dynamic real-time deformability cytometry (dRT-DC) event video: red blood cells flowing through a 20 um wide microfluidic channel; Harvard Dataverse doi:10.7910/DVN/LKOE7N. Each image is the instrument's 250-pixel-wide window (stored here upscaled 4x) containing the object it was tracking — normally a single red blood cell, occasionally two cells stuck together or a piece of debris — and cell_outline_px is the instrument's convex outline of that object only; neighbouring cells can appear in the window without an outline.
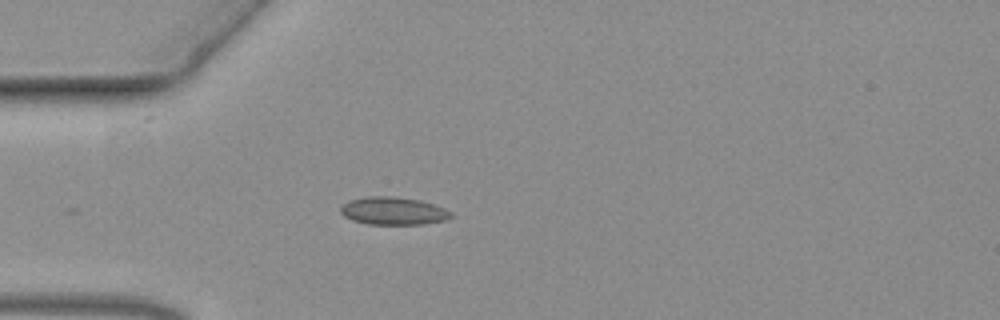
{"species": "common noctule bat (a hibernating species)", "species_latin": "Nyctalus noctula", "temperature_condition": "warm", "stored_images_in_passage": 27, "camera_frame_rate_fps": 3000, "um_per_image_px": 0.085, "animal": {"sex": "female", "body_mass_g": 19.3, "forearm_length_mm": 54.1}, "frame": {"image": 1, "passage_image": 1, "time_ms": 0.0, "image_size_px": [1000, 320], "cell_outline_px": [[456, 216], [448, 220], [424, 224], [368, 224], [352, 220], [344, 216], [340, 212], [340, 208], [344, 204], [352, 200], [368, 196], [392, 196], [420, 200], [444, 208], [452, 212]], "centroid_in_image_um": [33.49, 17.94], "position_along_channel_um": 51.5, "area_um2": 17.92}}
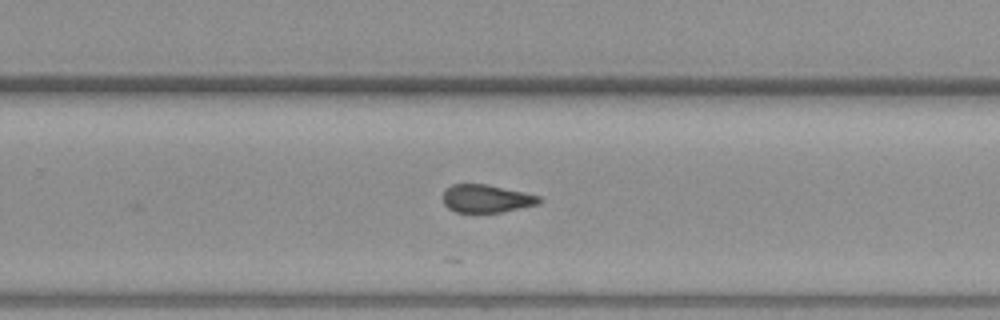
{"frame": {"image": 2, "passage_image": 22, "time_ms": 7.0, "image_size_px": [1000, 320], "cell_outline_px": [[544, 200], [540, 204], [500, 212], [456, 212], [448, 208], [444, 204], [444, 192], [452, 184], [488, 184], [540, 196]], "centroid_in_image_um": [41.38, 16.88], "position_along_channel_um": 288.4, "area_um2": 15.61}}
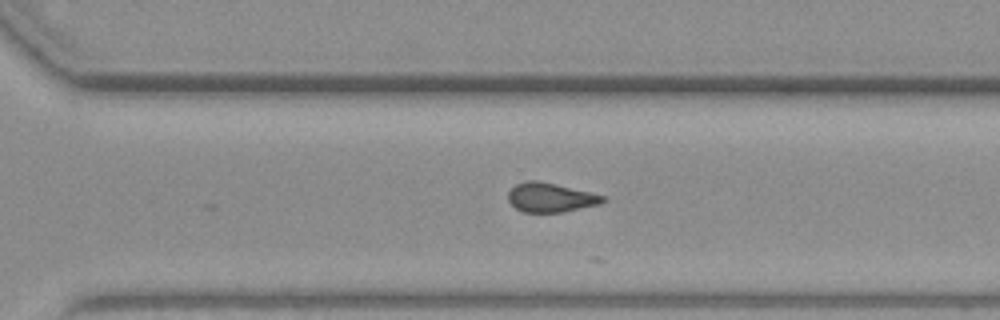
{"frame": {"image": 3, "passage_image": 25, "time_ms": 8.0, "image_size_px": [1000, 320], "cell_outline_px": [[608, 200], [600, 204], [564, 212], [524, 212], [516, 208], [508, 200], [508, 192], [516, 184], [524, 180], [540, 180], [592, 192], [608, 196]], "centroid_in_image_um": [46.85, 16.77], "position_along_channel_um": 323.7, "area_um2": 16.47}}